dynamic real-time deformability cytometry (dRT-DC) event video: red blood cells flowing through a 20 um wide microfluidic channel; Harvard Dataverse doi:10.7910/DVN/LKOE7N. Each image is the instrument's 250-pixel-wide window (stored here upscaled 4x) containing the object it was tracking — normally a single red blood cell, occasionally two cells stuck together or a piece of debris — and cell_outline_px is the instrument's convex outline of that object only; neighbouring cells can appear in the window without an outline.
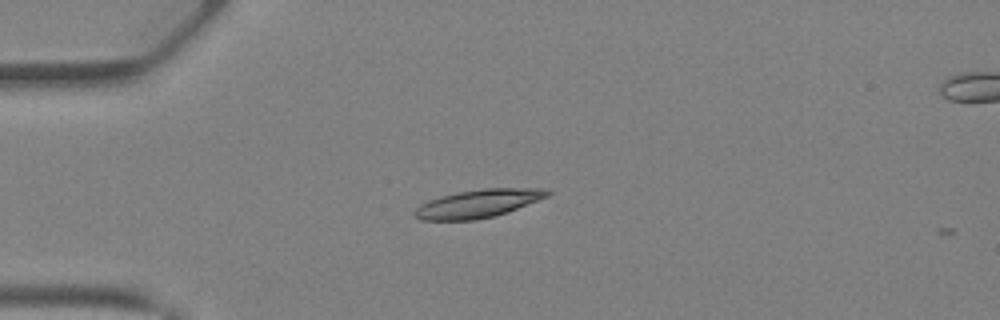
{"species": "Egyptian fruit bat (a non-hibernating species)", "species_latin": "Rousettus aegyptiacus", "temperature_condition": "warm", "stored_images_in_passage": 3, "camera_frame_rate_fps": 3000, "um_per_image_px": 0.085, "animal": {"sex": "female"}, "frame": {"image": 1, "passage_image": 1, "time_ms": 0.0, "image_size_px": [1000, 320], "cell_outline_px": [[552, 192], [548, 196], [516, 208], [492, 216], [476, 220], [420, 220], [416, 216], [416, 208], [420, 204], [428, 200], [440, 196], [460, 192], [484, 188], [548, 188]], "centroid_in_image_um": [40.64, 17.29], "position_along_channel_um": 44.4, "area_um2": 21.39}}